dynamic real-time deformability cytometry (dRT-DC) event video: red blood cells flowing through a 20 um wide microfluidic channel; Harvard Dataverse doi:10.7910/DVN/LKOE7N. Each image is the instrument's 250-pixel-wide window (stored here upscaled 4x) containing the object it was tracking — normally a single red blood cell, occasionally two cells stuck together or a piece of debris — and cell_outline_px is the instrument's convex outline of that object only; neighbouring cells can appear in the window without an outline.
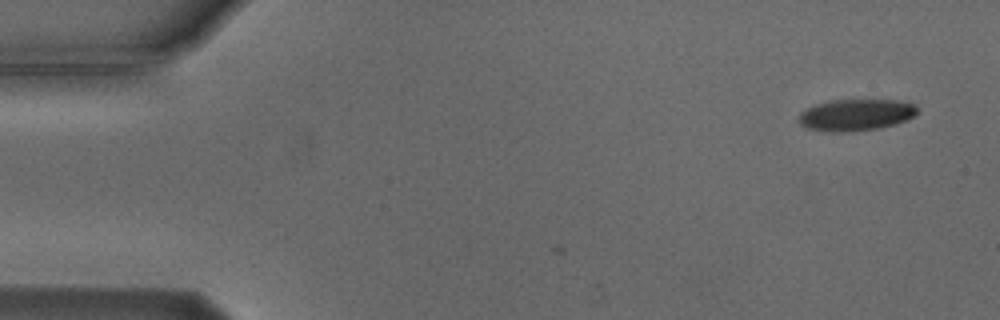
{"species": "Egyptian fruit bat (a non-hibernating species)", "species_latin": "Rousettus aegyptiacus", "temperature_condition": "cold", "stored_images_in_passage": 3, "camera_frame_rate_fps": 3000, "um_per_image_px": 0.085, "animal": {"sex": "male"}, "frame": {"image": 1, "passage_image": 3, "time_ms": 2.0, "image_size_px": [1000, 320], "cell_outline_px": [[916, 112], [908, 120], [896, 124], [876, 128], [844, 132], [828, 132], [804, 128], [800, 124], [800, 112], [816, 104], [832, 100], [896, 100], [916, 104]], "centroid_in_image_um": [72.73, 9.77], "position_along_channel_um": 12.3, "area_um2": 21.73}}